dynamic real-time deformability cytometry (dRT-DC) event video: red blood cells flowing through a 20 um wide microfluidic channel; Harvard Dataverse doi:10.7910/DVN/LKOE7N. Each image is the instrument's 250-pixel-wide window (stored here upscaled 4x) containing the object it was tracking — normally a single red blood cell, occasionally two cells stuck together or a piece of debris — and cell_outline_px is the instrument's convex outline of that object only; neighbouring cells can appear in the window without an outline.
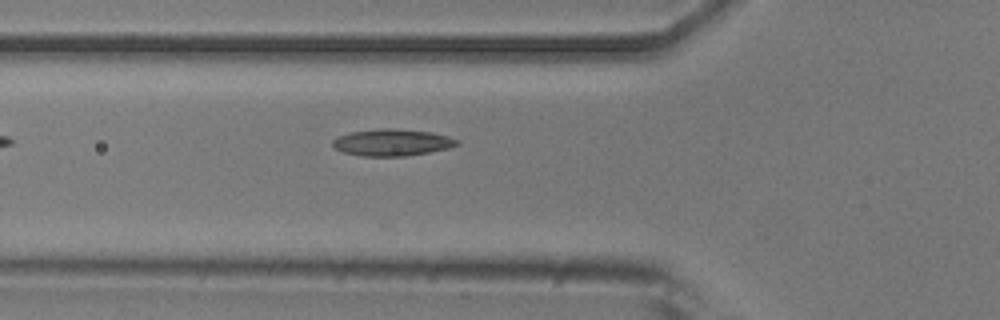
{"species": "common noctule bat (a hibernating species)", "species_latin": "Nyctalus noctula", "temperature_condition": "room temperature", "stored_images_in_passage": 3, "camera_frame_rate_fps": 3000, "um_per_image_px": 0.085, "animal": {"sex": "male", "body_mass_g": 20.5, "forearm_length_mm": 52.5}, "frame": {"image": 1, "passage_image": 3, "time_ms": 2.333, "image_size_px": [1000, 320], "cell_outline_px": [[460, 144], [448, 148], [428, 152], [404, 156], [360, 156], [344, 152], [336, 148], [332, 144], [332, 140], [336, 136], [352, 132], [380, 128], [392, 128], [432, 132], [448, 136], [460, 140]], "centroid_in_image_um": [33.34, 12.1], "position_along_channel_um": 92.5, "area_um2": 19.42}}